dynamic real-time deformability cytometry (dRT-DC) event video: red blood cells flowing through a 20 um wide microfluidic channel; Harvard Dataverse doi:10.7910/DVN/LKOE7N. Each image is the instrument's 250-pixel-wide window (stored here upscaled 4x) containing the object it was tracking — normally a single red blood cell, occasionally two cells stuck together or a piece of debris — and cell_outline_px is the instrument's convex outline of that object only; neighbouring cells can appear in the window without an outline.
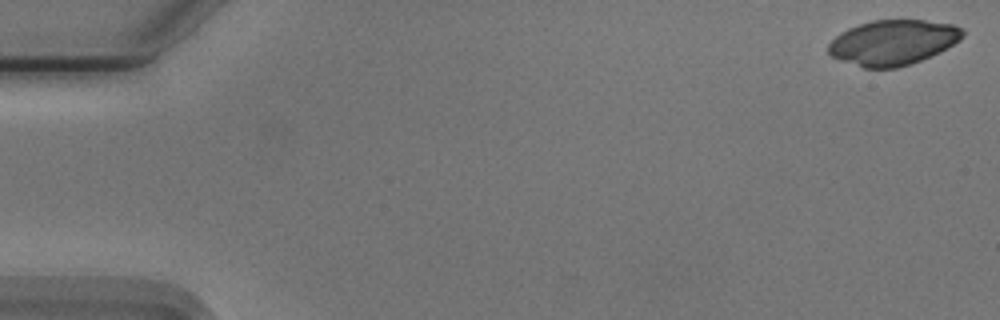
{"species": "Egyptian fruit bat (a non-hibernating species)", "species_latin": "Rousettus aegyptiacus", "temperature_condition": "cold", "stored_images_in_passage": 31, "camera_frame_rate_fps": 3000, "um_per_image_px": 0.085, "animal": {"sex": "male"}, "frame": {"image": 1, "passage_image": 1, "time_ms": 0.0, "image_size_px": [1000, 320], "cell_outline_px": [[964, 36], [960, 40], [920, 60], [896, 68], [864, 68], [840, 60], [832, 56], [828, 52], [828, 44], [840, 32], [848, 28], [872, 20], [924, 20], [952, 24], [964, 28]], "centroid_in_image_um": [75.87, 3.59], "position_along_channel_um": 9.1, "area_um2": 34.97}}